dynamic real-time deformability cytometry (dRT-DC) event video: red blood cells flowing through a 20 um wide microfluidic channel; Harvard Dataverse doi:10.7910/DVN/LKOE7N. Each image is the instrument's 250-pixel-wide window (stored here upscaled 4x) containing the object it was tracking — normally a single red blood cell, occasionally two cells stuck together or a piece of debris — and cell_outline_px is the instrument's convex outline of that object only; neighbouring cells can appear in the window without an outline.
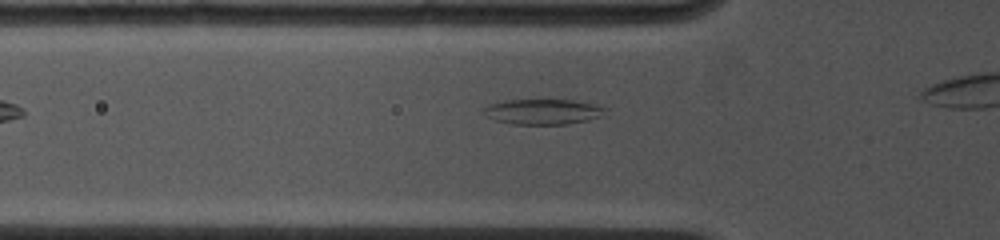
{"species": "common noctule bat (a hibernating species)", "species_latin": "Nyctalus noctula", "temperature_condition": "cold", "stored_images_in_passage": 11, "camera_frame_rate_fps": 4500, "um_per_image_px": 0.085, "animal": {"sex": "female", "body_mass_g": 19.0, "forearm_length_mm": 53.3}, "frame": {"image": 1, "passage_image": 4, "time_ms": 1.111, "image_size_px": [1000, 240], "cell_outline_px": [[608, 108], [600, 116], [588, 120], [568, 124], [512, 124], [496, 120], [480, 112], [488, 104], [504, 100], [572, 100], [596, 104]], "centroid_in_image_um": [46.14, 9.49], "position_along_channel_um": 79.7, "area_um2": 17.98}}
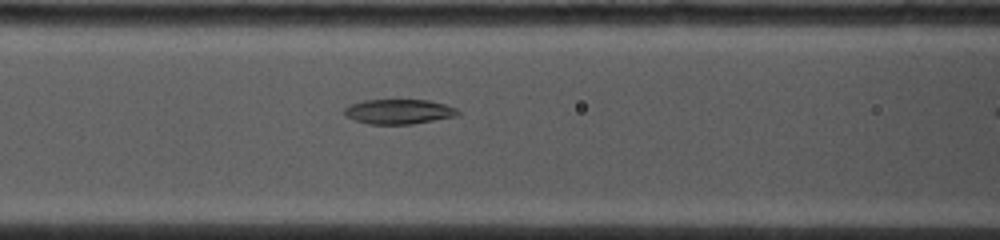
{"frame": {"image": 2, "passage_image": 7, "time_ms": 2.444, "image_size_px": [1000, 240], "cell_outline_px": [[460, 116], [412, 124], [368, 124], [356, 120], [348, 116], [344, 112], [344, 108], [348, 104], [364, 100], [428, 100], [444, 104], [456, 108], [460, 112]], "centroid_in_image_um": [33.93, 9.49], "position_along_channel_um": 132.7, "area_um2": 16.47}}
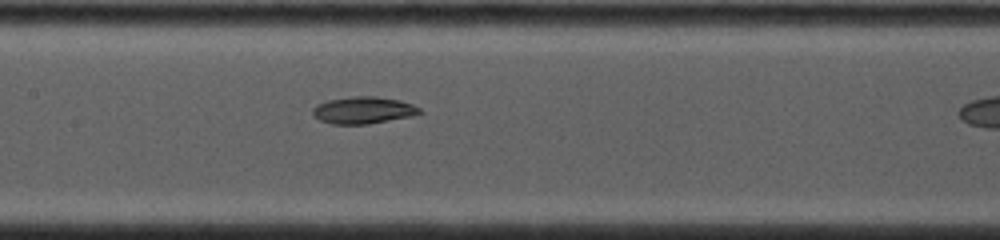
{"frame": {"image": 3, "passage_image": 10, "time_ms": 3.556, "image_size_px": [1000, 240], "cell_outline_px": [[424, 112], [412, 116], [368, 124], [332, 124], [320, 120], [312, 112], [312, 108], [316, 104], [328, 100], [352, 96], [376, 96], [400, 100], [412, 104], [420, 108]], "centroid_in_image_um": [30.9, 9.36], "position_along_channel_um": 176.5, "area_um2": 16.88}}